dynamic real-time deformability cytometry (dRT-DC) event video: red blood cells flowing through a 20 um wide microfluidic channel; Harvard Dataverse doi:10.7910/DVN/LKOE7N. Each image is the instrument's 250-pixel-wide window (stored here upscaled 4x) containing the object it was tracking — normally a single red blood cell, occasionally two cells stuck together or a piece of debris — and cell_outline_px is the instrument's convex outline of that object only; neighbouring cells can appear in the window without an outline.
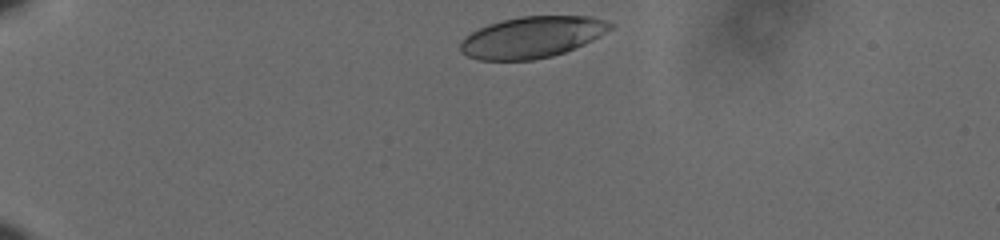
{"species": "human", "species_latin": "Homo sapiens", "temperature_condition": "cold", "stored_images_in_passage": 39, "camera_frame_rate_fps": 3000, "um_per_image_px": 0.085, "donor": {"sex": "male"}, "frame": {"image": 1, "passage_image": 2, "time_ms": 0.333, "image_size_px": [1000, 240], "cell_outline_px": [[616, 24], [612, 28], [592, 40], [584, 44], [564, 52], [552, 56], [532, 60], [480, 60], [468, 56], [460, 52], [460, 44], [464, 36], [488, 24], [500, 20], [520, 16], [592, 16], [608, 20]], "centroid_in_image_um": [45.23, 3.15], "position_along_channel_um": 39.8, "area_um2": 36.24}}
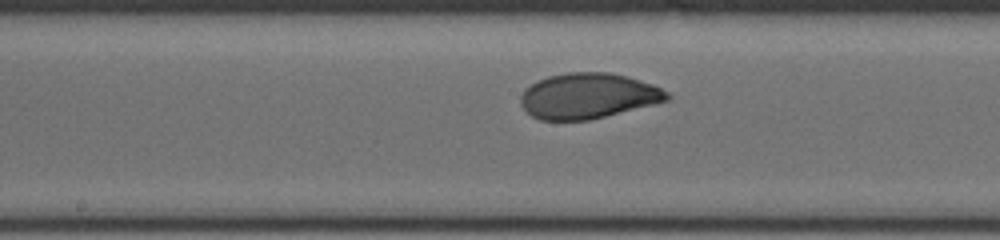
{"frame": {"image": 2, "passage_image": 21, "time_ms": 6.667, "image_size_px": [1000, 240], "cell_outline_px": [[672, 96], [668, 100], [588, 120], [540, 120], [532, 116], [520, 104], [520, 96], [524, 88], [548, 76], [568, 72], [612, 72], [628, 76], [652, 84], [668, 92]], "centroid_in_image_um": [49.97, 8.14], "position_along_channel_um": 198.2, "area_um2": 38.61}}
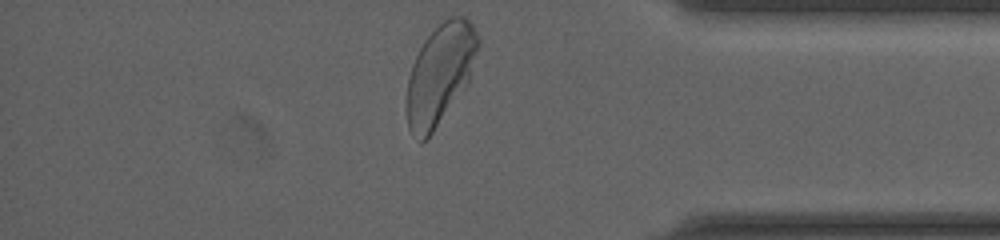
{"frame": {"image": 3, "passage_image": 39, "time_ms": 12.667, "image_size_px": [1000, 240], "cell_outline_px": [[480, 44], [468, 84], [432, 132], [424, 140], [420, 140], [408, 128], [408, 80], [412, 64], [424, 40], [448, 16], [464, 16], [472, 24], [480, 40]], "centroid_in_image_um": [37.45, 6.24], "position_along_channel_um": 397.8, "area_um2": 40.86}, "authors_computed_cell_mechanics": {"area_um2": 39.015, "velocity_mm_per_s": 3.5706, "shape_relaxation_time_tau1_ms": 2.8793, "shape_relaxation_time_tau2_ms": null, "deformation_change_tau1": 0.1309, "deformation_change_tau2": null}}